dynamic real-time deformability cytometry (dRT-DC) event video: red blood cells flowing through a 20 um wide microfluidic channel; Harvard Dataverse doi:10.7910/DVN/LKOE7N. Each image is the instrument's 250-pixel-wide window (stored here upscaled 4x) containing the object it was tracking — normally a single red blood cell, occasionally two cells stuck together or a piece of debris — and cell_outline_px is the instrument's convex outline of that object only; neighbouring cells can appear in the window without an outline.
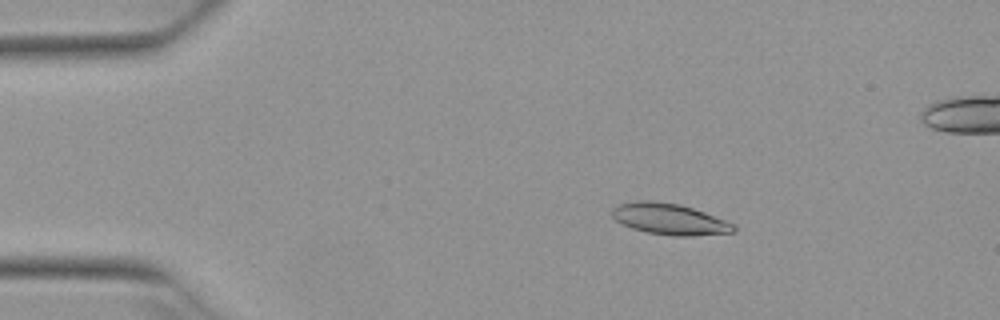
{"species": "Egyptian fruit bat (a non-hibernating species)", "species_latin": "Rousettus aegyptiacus", "temperature_condition": "warm", "stored_images_in_passage": 5, "camera_frame_rate_fps": 3000, "um_per_image_px": 0.085, "animal": {"sex": "female"}, "frame": {"image": 1, "passage_image": 2, "time_ms": 0.333, "image_size_px": [1000, 320], "cell_outline_px": [[736, 232], [692, 236], [672, 236], [648, 232], [632, 228], [616, 220], [612, 216], [612, 208], [620, 204], [636, 200], [648, 200], [680, 204], [704, 212], [736, 224]], "centroid_in_image_um": [56.94, 18.62], "position_along_channel_um": 28.1, "area_um2": 22.08}}